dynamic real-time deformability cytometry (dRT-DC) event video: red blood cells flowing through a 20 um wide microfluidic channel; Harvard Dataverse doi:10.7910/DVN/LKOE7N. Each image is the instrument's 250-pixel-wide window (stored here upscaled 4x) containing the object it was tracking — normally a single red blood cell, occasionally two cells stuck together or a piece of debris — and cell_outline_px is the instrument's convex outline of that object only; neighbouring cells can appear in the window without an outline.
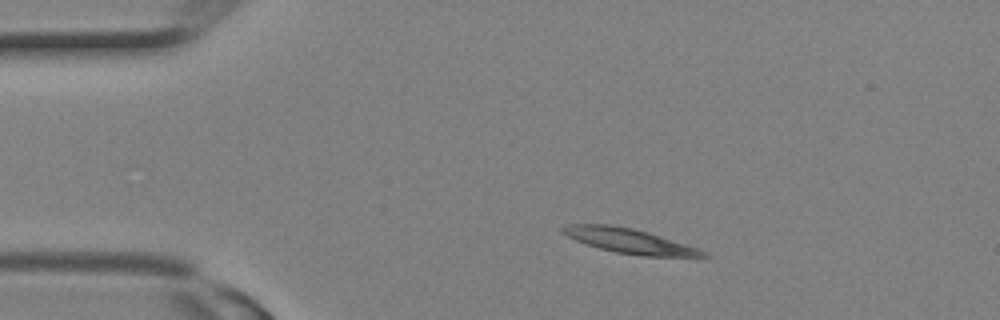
{"species": "Egyptian fruit bat (a non-hibernating species)", "species_latin": "Rousettus aegyptiacus", "temperature_condition": "room temperature", "stored_images_in_passage": 1, "camera_frame_rate_fps": 3000, "um_per_image_px": 0.085, "animal": {"sex": "female"}, "frame": {"image": 1, "passage_image": 1, "time_ms": 0.0, "image_size_px": [1000, 320], "cell_outline_px": [[712, 256], [640, 256], [616, 252], [600, 248], [576, 240], [560, 232], [560, 228], [568, 224], [608, 224], [632, 228], [648, 232], [696, 248]], "centroid_in_image_um": [53.42, 20.46], "position_along_channel_um": 31.6, "area_um2": 19.77}}